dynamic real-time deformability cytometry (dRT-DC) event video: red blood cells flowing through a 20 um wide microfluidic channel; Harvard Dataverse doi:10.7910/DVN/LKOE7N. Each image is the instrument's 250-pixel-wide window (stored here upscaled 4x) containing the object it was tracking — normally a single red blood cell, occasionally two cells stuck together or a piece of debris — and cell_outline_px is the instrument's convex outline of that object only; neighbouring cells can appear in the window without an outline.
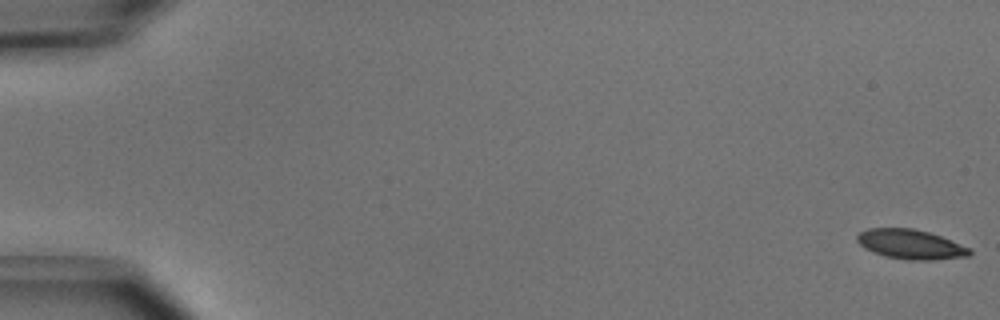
{"species": "common noctule bat (a hibernating species)", "species_latin": "Nyctalus noctula", "temperature_condition": "cold", "stored_images_in_passage": 52, "camera_frame_rate_fps": 3000, "um_per_image_px": 0.085, "animal": {"sex": "male", "body_mass_g": 15.6}, "frame": {"image": 1, "passage_image": 1, "time_ms": 0.0, "image_size_px": [1000, 320], "cell_outline_px": [[972, 252], [968, 256], [936, 260], [908, 260], [884, 256], [864, 248], [856, 240], [856, 236], [860, 232], [868, 228], [912, 228], [928, 232], [940, 236], [968, 248]], "centroid_in_image_um": [77.36, 20.77], "position_along_channel_um": 7.6, "area_um2": 19.25}}
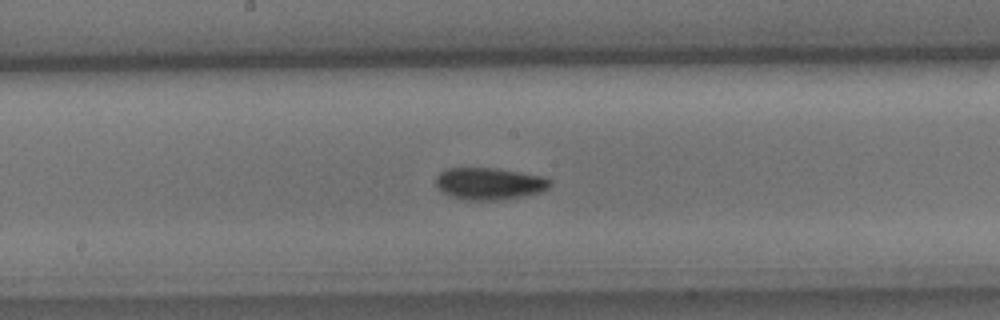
{"frame": {"image": 2, "passage_image": 28, "time_ms": 9.0, "image_size_px": [1000, 320], "cell_outline_px": [[552, 184], [548, 188], [536, 192], [520, 196], [500, 200], [460, 200], [448, 196], [436, 184], [436, 176], [440, 172], [448, 168], [492, 168], [544, 176], [552, 180]], "centroid_in_image_um": [41.56, 15.61], "position_along_channel_um": 206.6, "area_um2": 21.15}}
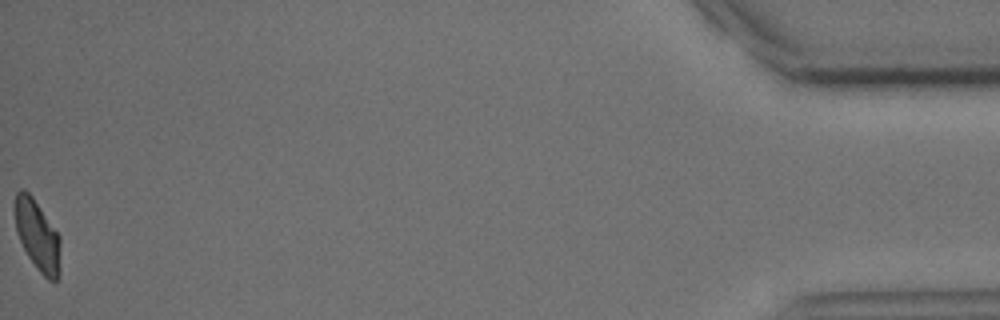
{"frame": {"image": 3, "passage_image": 52, "time_ms": 17.0, "image_size_px": [1000, 320], "cell_outline_px": [[60, 272], [56, 280], [48, 280], [36, 268], [28, 256], [16, 232], [16, 192], [20, 188], [24, 188], [32, 196], [60, 236]], "centroid_in_image_um": [3.2, 20.03], "position_along_channel_um": 432.0, "area_um2": 18.5}, "authors_computed_cell_mechanics": {"area_um2": 20.0277, "velocity_mm_per_s": 3.9556, "shape_relaxation_time_tau1_ms": 2.6097, "shape_relaxation_time_tau2_ms": 5.902, "deformation_change_tau1": 0.0971, "deformation_change_tau2": 0.0891}}